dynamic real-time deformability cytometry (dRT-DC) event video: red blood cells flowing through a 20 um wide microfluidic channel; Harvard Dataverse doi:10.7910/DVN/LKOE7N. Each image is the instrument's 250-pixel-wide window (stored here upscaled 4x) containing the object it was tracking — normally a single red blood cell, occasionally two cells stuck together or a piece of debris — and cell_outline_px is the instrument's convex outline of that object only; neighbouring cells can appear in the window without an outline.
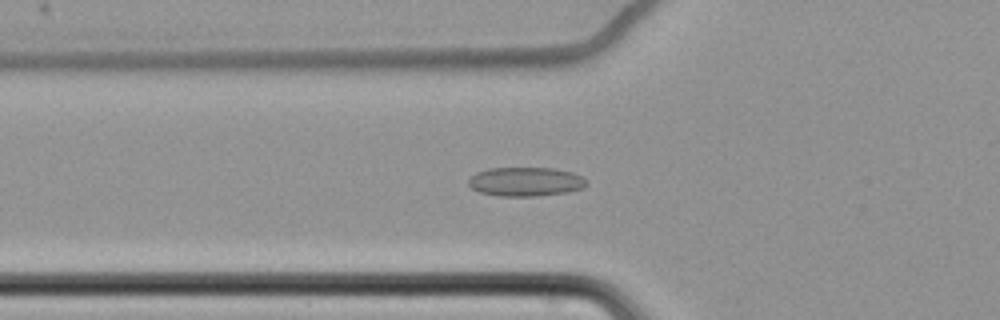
{"species": "common noctule bat (a hibernating species)", "species_latin": "Nyctalus noctula", "temperature_condition": "cold", "stored_images_in_passage": 64, "camera_frame_rate_fps": 3000, "um_per_image_px": 0.085, "animal": {"sex": "female", "body_mass_g": 22.7, "forearm_length_mm": 54.2}, "frame": {"image": 1, "passage_image": 26, "time_ms": 8.333, "image_size_px": [1000, 320], "cell_outline_px": [[588, 184], [584, 188], [568, 192], [536, 196], [496, 196], [480, 192], [472, 188], [468, 184], [468, 180], [476, 172], [488, 168], [552, 168], [572, 172], [588, 180]], "centroid_in_image_um": [44.69, 15.44], "position_along_channel_um": 81.1, "area_um2": 20.11}}
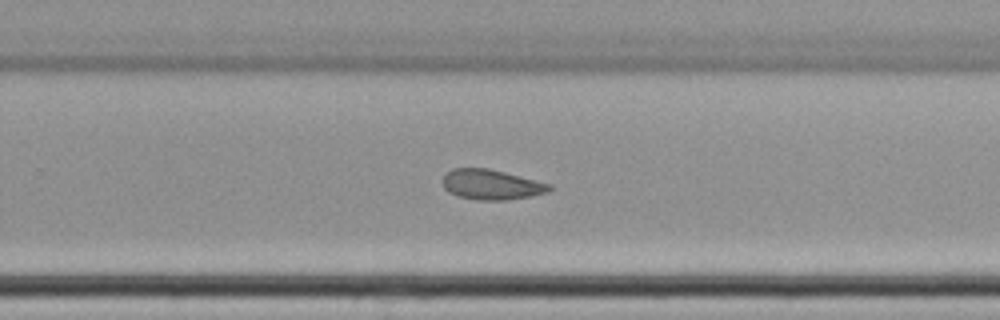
{"frame": {"image": 2, "passage_image": 44, "time_ms": 14.333, "image_size_px": [1000, 320], "cell_outline_px": [[556, 188], [548, 192], [532, 196], [508, 200], [476, 200], [456, 196], [448, 192], [444, 188], [444, 176], [452, 168], [488, 168], [552, 184]], "centroid_in_image_um": [41.81, 15.7], "position_along_channel_um": 288.0, "area_um2": 18.9}}
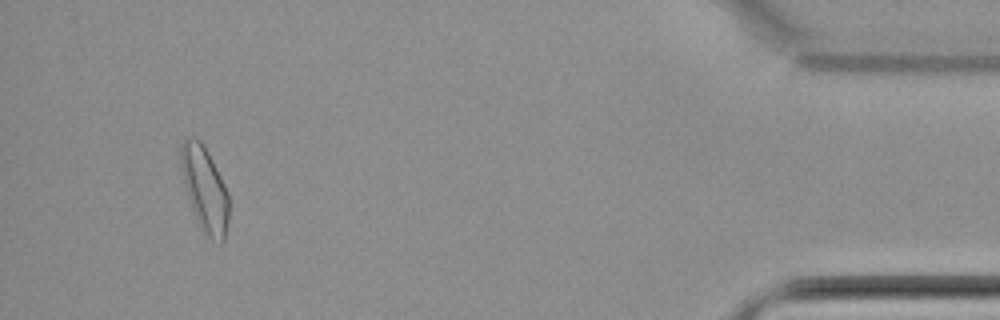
{"frame": {"image": 3, "passage_image": 61, "time_ms": 20.0, "image_size_px": [1000, 320], "cell_outline_px": [[228, 224], [224, 240], [220, 244], [204, 236], [196, 220], [184, 184], [180, 168], [180, 144], [188, 136], [196, 136], [200, 140], [208, 152], [228, 192]], "centroid_in_image_um": [17.39, 16.08], "position_along_channel_um": 417.8, "area_um2": 23.99}, "authors_computed_cell_mechanics": {"area_um2": 20.1144, "velocity_mm_per_s": 3.4584, "shape_relaxation_time_tau1_ms": 8.3159, "shape_relaxation_time_tau2_ms": null, "deformation_change_tau1": 0.0704, "deformation_change_tau2": null}}